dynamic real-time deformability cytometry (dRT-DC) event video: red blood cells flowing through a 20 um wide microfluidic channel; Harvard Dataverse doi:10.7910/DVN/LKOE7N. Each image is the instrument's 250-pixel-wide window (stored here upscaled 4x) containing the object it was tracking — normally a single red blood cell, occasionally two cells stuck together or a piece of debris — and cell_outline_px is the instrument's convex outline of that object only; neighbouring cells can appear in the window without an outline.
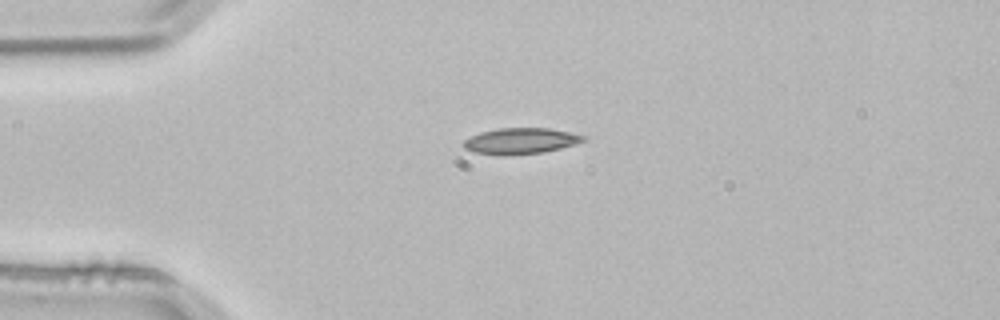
{"species": "common noctule bat (a hibernating species)", "species_latin": "Nyctalus noctula", "temperature_condition": "room temperature", "stored_images_in_passage": 2, "camera_frame_rate_fps": 3000, "um_per_image_px": 0.085, "animal": {"sex": "male", "body_mass_g": 21.5, "forearm_length_mm": 52.0}, "frame": {"image": 1, "passage_image": 1, "time_ms": 0.0, "image_size_px": [1000, 320], "cell_outline_px": [[584, 140], [576, 144], [544, 152], [504, 156], [500, 156], [472, 152], [464, 148], [464, 140], [480, 132], [500, 128], [548, 128], [568, 132], [584, 136]], "centroid_in_image_um": [44.2, 12.0], "position_along_channel_um": 40.8, "area_um2": 18.09}}
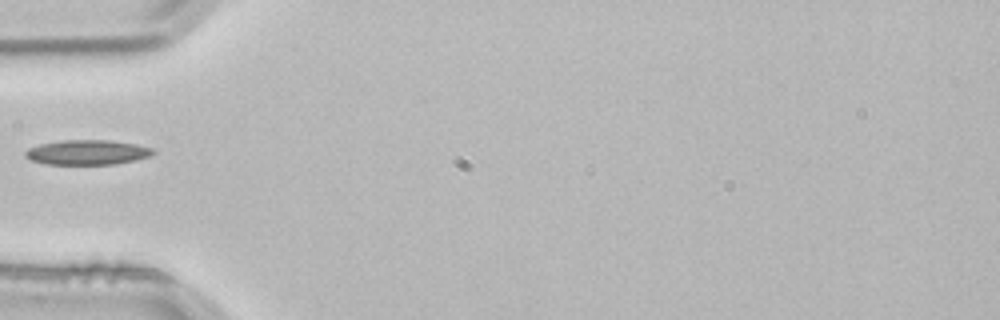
{"frame": {"image": 2, "passage_image": 2, "time_ms": 0.333, "image_size_px": [1000, 320], "cell_outline_px": [[156, 152], [148, 156], [136, 160], [116, 164], [48, 164], [32, 160], [24, 156], [24, 152], [28, 148], [40, 144], [60, 140], [112, 140], [136, 144], [152, 148]], "centroid_in_image_um": [7.42, 12.94], "position_along_channel_um": 77.6, "area_um2": 18.5}}